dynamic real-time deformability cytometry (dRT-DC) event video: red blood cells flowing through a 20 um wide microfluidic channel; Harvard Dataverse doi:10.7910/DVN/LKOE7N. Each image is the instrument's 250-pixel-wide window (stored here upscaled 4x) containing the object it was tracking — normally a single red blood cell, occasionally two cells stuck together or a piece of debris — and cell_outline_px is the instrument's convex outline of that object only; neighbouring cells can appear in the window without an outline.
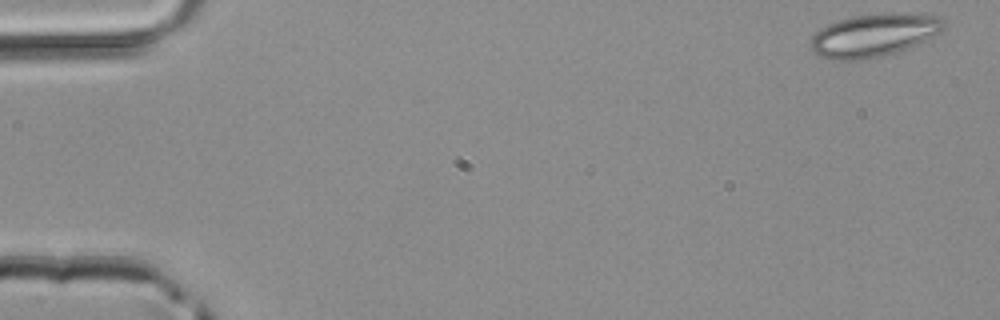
{"species": "common noctule bat (a hibernating species)", "species_latin": "Nyctalus noctula", "temperature_condition": "room temperature", "stored_images_in_passage": 46, "camera_frame_rate_fps": 3000, "um_per_image_px": 0.085, "animal": {"sex": "male", "body_mass_g": 20.4}, "frame": {"image": 1, "passage_image": 1, "time_ms": 0.0, "image_size_px": [1000, 320], "cell_outline_px": [[944, 28], [940, 32], [916, 44], [896, 52], [884, 56], [860, 60], [832, 60], [820, 56], [812, 48], [812, 36], [820, 28], [828, 24], [852, 16], [940, 16], [944, 20]], "centroid_in_image_um": [74.22, 3.05], "position_along_channel_um": 10.8, "area_um2": 31.79}}
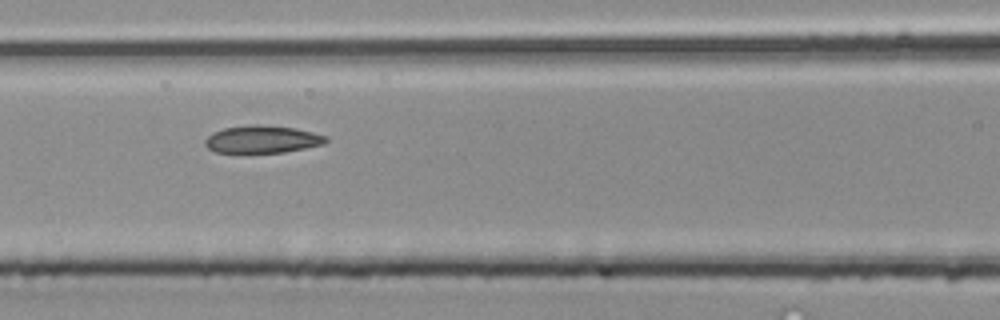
{"frame": {"image": 2, "passage_image": 20, "time_ms": 6.333, "image_size_px": [1000, 320], "cell_outline_px": [[328, 140], [324, 144], [284, 152], [236, 156], [216, 152], [208, 148], [204, 144], [204, 140], [212, 132], [224, 128], [256, 124], [296, 128], [312, 132], [324, 136]], "centroid_in_image_um": [22.19, 11.89], "position_along_channel_um": 144.4, "area_um2": 20.11}}
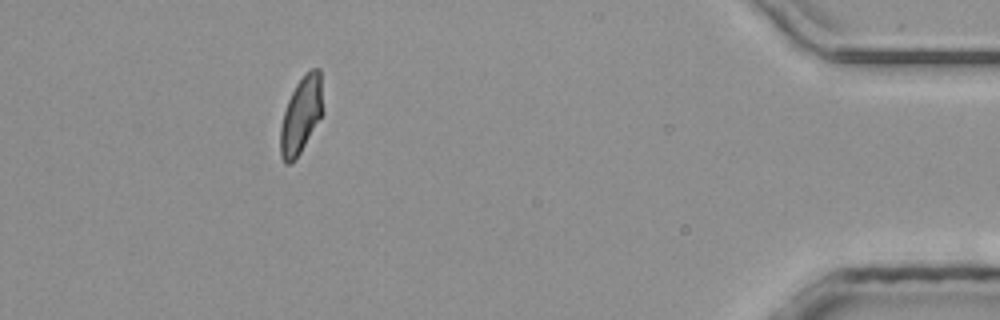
{"frame": {"image": 3, "passage_image": 42, "time_ms": 13.667, "image_size_px": [1000, 320], "cell_outline_px": [[324, 112], [296, 160], [292, 164], [284, 164], [280, 156], [280, 128], [284, 112], [288, 100], [296, 84], [304, 72], [312, 68], [320, 68]], "centroid_in_image_um": [25.6, 9.79], "position_along_channel_um": 409.6, "area_um2": 19.36}}